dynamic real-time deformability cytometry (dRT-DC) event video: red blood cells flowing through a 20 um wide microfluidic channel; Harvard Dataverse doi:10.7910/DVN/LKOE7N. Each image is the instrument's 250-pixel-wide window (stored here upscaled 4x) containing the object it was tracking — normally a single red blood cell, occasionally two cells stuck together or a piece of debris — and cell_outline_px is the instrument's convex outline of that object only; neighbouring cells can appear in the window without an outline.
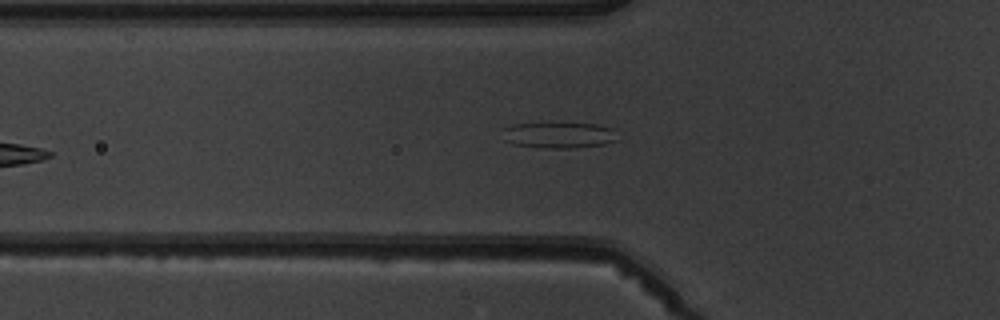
{"species": "common noctule bat (a hibernating species)", "species_latin": "Nyctalus noctula", "temperature_condition": "warm", "stored_images_in_passage": 5, "camera_frame_rate_fps": 3000, "um_per_image_px": 0.085, "animal": {"sex": "male", "body_mass_g": 19.5, "forearm_length_mm": 54.6}, "frame": {"image": 1, "passage_image": 4, "time_ms": 3.667, "image_size_px": [1000, 320], "cell_outline_px": [[620, 140], [604, 144], [572, 148], [540, 148], [516, 144], [504, 140], [500, 128], [512, 124], [596, 124], [612, 128]], "centroid_in_image_um": [47.48, 11.5], "position_along_channel_um": 78.3, "area_um2": 17.4}}
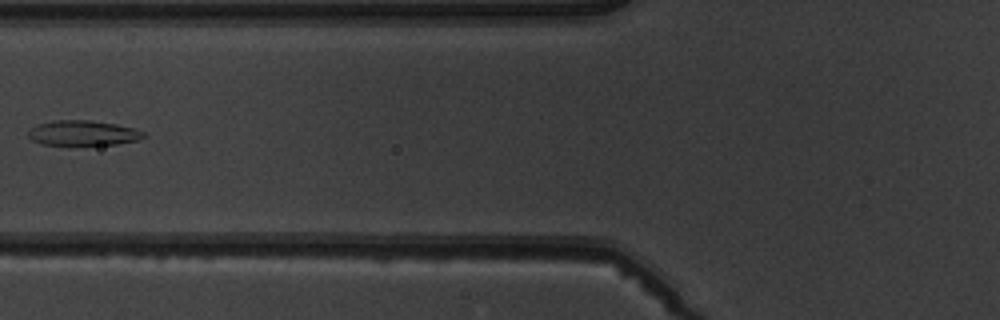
{"frame": {"image": 2, "passage_image": 5, "time_ms": 4.667, "image_size_px": [1000, 320], "cell_outline_px": [[148, 136], [136, 140], [116, 144], [40, 144], [32, 140], [28, 136], [28, 132], [32, 128], [40, 124], [52, 120], [88, 120], [116, 124], [132, 128], [144, 132]], "centroid_in_image_um": [7.06, 11.3], "position_along_channel_um": 118.7, "area_um2": 16.53}}